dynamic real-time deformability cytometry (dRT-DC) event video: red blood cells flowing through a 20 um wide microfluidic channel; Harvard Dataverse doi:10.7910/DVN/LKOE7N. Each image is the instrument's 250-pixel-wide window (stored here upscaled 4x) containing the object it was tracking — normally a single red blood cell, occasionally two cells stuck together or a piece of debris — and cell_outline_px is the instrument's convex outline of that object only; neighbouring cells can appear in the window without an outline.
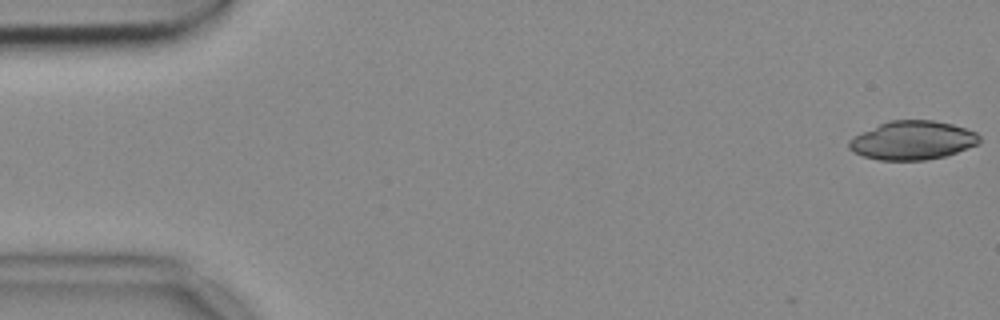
{"species": "common noctule bat (a hibernating species)", "species_latin": "Nyctalus noctula", "temperature_condition": "cold", "stored_images_in_passage": 4, "camera_frame_rate_fps": 3000, "um_per_image_px": 0.085, "animal": {"sex": "female", "body_mass_g": 18.4}, "frame": {"image": 1, "passage_image": 1, "time_ms": 0.0, "image_size_px": [1000, 320], "cell_outline_px": [[980, 140], [976, 144], [956, 152], [944, 156], [924, 160], [880, 160], [864, 156], [852, 152], [848, 148], [848, 140], [852, 136], [888, 120], [932, 120], [952, 124], [976, 132], [980, 136]], "centroid_in_image_um": [77.51, 11.92], "position_along_channel_um": 7.5, "area_um2": 29.36}}